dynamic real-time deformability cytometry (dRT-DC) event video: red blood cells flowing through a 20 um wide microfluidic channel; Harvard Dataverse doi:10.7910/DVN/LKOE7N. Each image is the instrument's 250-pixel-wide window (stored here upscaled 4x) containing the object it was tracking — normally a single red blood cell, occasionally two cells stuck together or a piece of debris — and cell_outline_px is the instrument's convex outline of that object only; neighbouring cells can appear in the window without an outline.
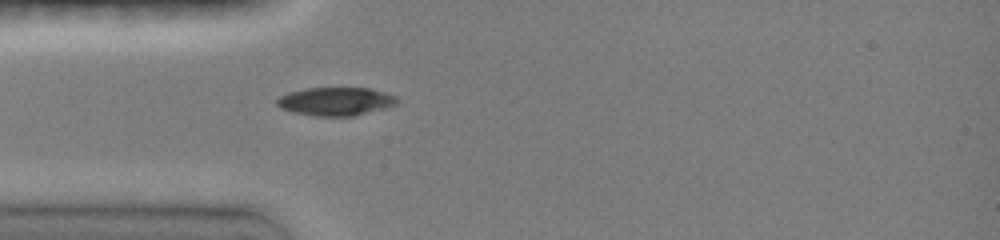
{"species": "common noctule bat (a hibernating species)", "species_latin": "Nyctalus noctula", "temperature_condition": "room temperature", "stored_images_in_passage": 3, "camera_frame_rate_fps": 3000, "um_per_image_px": 0.085, "animal": {"sex": "female", "body_mass_g": 19.0, "forearm_length_mm": 51.5}, "frame": {"image": 1, "passage_image": 1, "time_ms": 0.0, "image_size_px": [1000, 240], "cell_outline_px": [[400, 100], [396, 104], [352, 116], [316, 116], [292, 112], [280, 108], [276, 104], [276, 100], [280, 96], [288, 92], [304, 88], [368, 88], [384, 92], [396, 96]], "centroid_in_image_um": [28.49, 8.61], "position_along_channel_um": 56.5, "area_um2": 19.71}}